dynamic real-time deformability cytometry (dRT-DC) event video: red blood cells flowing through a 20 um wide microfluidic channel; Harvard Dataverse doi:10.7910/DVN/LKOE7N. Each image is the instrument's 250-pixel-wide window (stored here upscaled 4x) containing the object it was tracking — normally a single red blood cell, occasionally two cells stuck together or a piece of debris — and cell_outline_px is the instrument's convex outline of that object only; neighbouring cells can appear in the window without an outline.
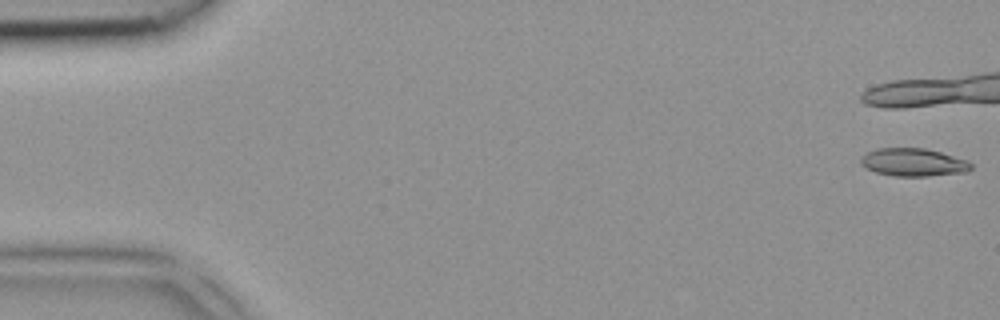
{"species": "common noctule bat (a hibernating species)", "species_latin": "Nyctalus noctula", "temperature_condition": "room temperature", "stored_images_in_passage": 5, "camera_frame_rate_fps": 3000, "um_per_image_px": 0.085, "animal": {"sex": "female", "body_mass_g": 18.4}, "frame": {"image": 1, "passage_image": 1, "time_ms": 0.0, "image_size_px": [1000, 320], "cell_outline_px": [[972, 168], [968, 172], [928, 176], [892, 176], [876, 172], [860, 164], [860, 156], [868, 152], [880, 148], [924, 148], [940, 152], [968, 160], [972, 164]], "centroid_in_image_um": [77.65, 13.8], "position_along_channel_um": 7.3, "area_um2": 17.98}}